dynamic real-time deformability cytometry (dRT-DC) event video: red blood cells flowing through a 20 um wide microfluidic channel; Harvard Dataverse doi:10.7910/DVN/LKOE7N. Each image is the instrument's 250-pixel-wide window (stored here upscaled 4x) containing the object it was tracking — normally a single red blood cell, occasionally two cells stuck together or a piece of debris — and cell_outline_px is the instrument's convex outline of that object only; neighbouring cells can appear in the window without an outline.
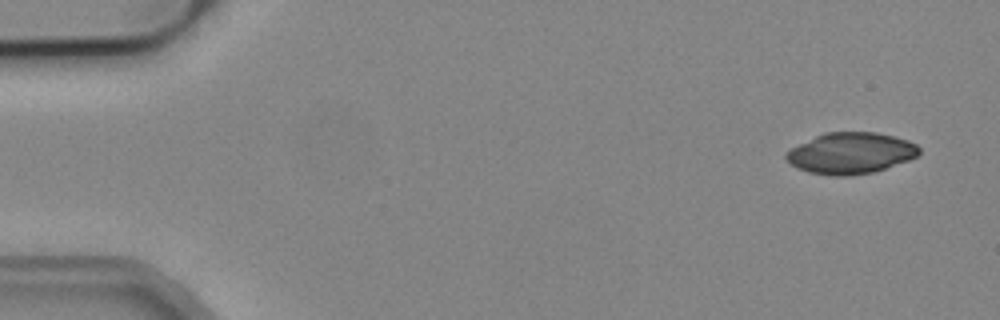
{"species": "common noctule bat (a hibernating species)", "species_latin": "Nyctalus noctula", "temperature_condition": "cold", "stored_images_in_passage": 5, "camera_frame_rate_fps": 3000, "um_per_image_px": 0.085, "animal": {"sex": "male", "body_mass_g": 19.2, "forearm_length_mm": 51.8}, "frame": {"image": 1, "passage_image": 1, "time_ms": 0.0, "image_size_px": [1000, 320], "cell_outline_px": [[920, 152], [916, 156], [908, 160], [872, 172], [852, 176], [832, 176], [808, 172], [796, 168], [784, 156], [784, 152], [824, 132], [876, 132], [908, 140], [916, 144], [920, 148]], "centroid_in_image_um": [72.29, 13.02], "position_along_channel_um": 12.7, "area_um2": 31.79}}